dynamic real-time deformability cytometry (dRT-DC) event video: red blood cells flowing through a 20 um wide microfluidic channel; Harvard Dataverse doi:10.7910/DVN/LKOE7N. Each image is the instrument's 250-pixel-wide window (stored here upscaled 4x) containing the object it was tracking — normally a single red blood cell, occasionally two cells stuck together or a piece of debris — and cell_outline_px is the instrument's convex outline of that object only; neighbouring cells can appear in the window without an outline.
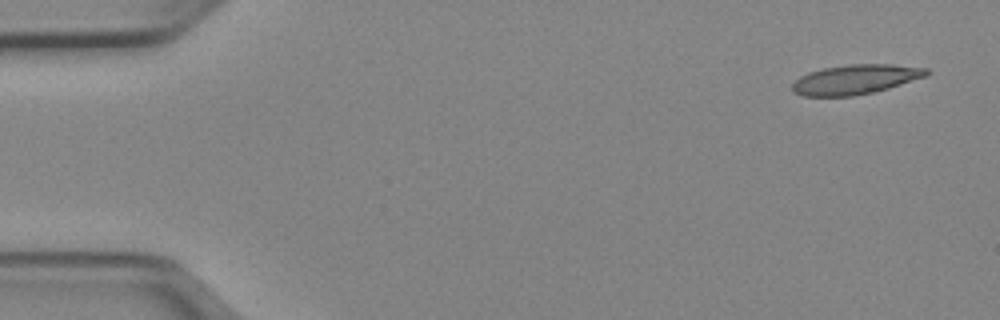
{"species": "Egyptian fruit bat (a non-hibernating species)", "species_latin": "Rousettus aegyptiacus", "temperature_condition": "cold", "stored_images_in_passage": 49, "camera_frame_rate_fps": 3000, "um_per_image_px": 0.085, "animal": {"sex": "female"}, "frame": {"image": 1, "passage_image": 1, "time_ms": 0.0, "image_size_px": [1000, 320], "cell_outline_px": [[932, 72], [928, 76], [888, 88], [872, 92], [852, 96], [804, 96], [792, 92], [792, 84], [800, 76], [808, 72], [824, 68], [848, 64], [892, 64], [928, 68]], "centroid_in_image_um": [72.74, 6.74], "position_along_channel_um": 12.3, "area_um2": 23.29}}
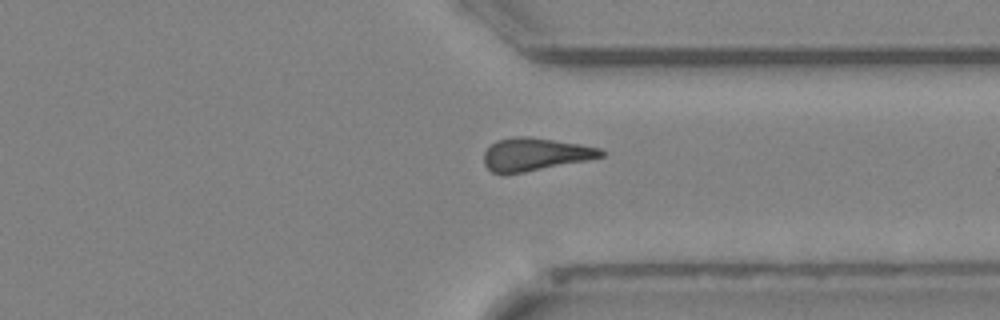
{"frame": {"image": 2, "passage_image": 37, "time_ms": 12.0, "image_size_px": [1000, 320], "cell_outline_px": [[604, 156], [588, 160], [504, 176], [500, 176], [492, 172], [484, 164], [484, 152], [496, 140], [512, 136], [528, 136], [580, 144], [600, 148], [604, 152]], "centroid_in_image_um": [45.43, 13.13], "position_along_channel_um": 366.0, "area_um2": 22.72}}
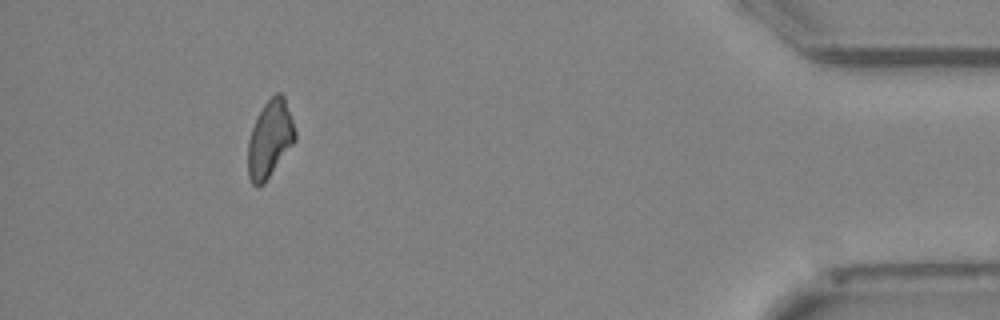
{"frame": {"image": 3, "passage_image": 45, "time_ms": 14.667, "image_size_px": [1000, 320], "cell_outline_px": [[296, 140], [264, 184], [256, 188], [252, 184], [248, 176], [248, 140], [252, 128], [264, 104], [276, 92], [280, 92], [284, 96], [296, 132]], "centroid_in_image_um": [22.94, 11.85], "position_along_channel_um": 412.3, "area_um2": 21.1}}